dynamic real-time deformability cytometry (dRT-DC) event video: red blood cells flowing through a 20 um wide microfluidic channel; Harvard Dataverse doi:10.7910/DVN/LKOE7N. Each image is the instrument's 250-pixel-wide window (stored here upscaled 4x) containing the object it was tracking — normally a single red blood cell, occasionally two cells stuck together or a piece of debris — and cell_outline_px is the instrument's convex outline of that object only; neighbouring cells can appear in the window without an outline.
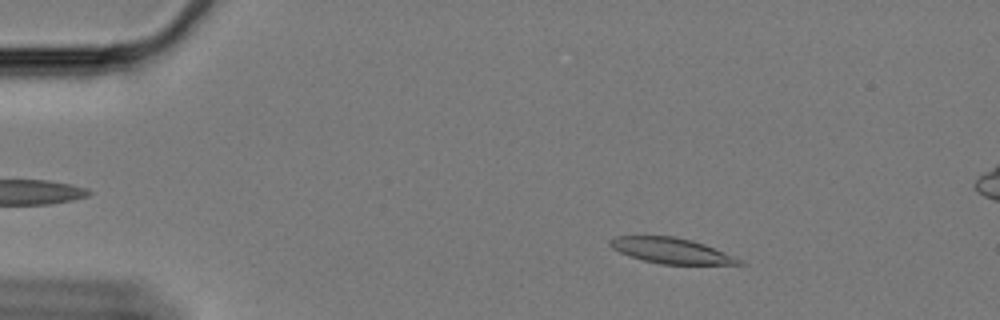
{"species": "Egyptian fruit bat (a non-hibernating species)", "species_latin": "Rousettus aegyptiacus", "temperature_condition": "cold", "stored_images_in_passage": 60, "camera_frame_rate_fps": 3000, "um_per_image_px": 0.085, "animal": {"sex": "female"}, "frame": {"image": 1, "passage_image": 10, "time_ms": 3.0, "image_size_px": [1000, 320], "cell_outline_px": [[748, 264], [660, 264], [644, 260], [620, 252], [612, 248], [608, 244], [608, 240], [616, 236], [672, 236], [692, 240], [704, 244], [744, 260]], "centroid_in_image_um": [57.07, 21.3], "position_along_channel_um": 27.9, "area_um2": 19.07}}
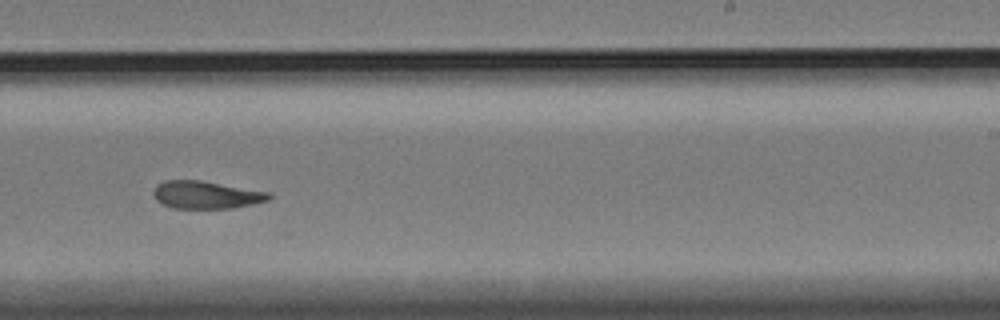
{"frame": {"image": 2, "passage_image": 38, "time_ms": 12.333, "image_size_px": [1000, 320], "cell_outline_px": [[272, 196], [268, 200], [252, 204], [232, 208], [172, 208], [160, 204], [156, 200], [152, 192], [156, 184], [164, 180], [200, 180], [272, 192]], "centroid_in_image_um": [17.5, 16.55], "position_along_channel_um": 271.5, "area_um2": 18.84}}
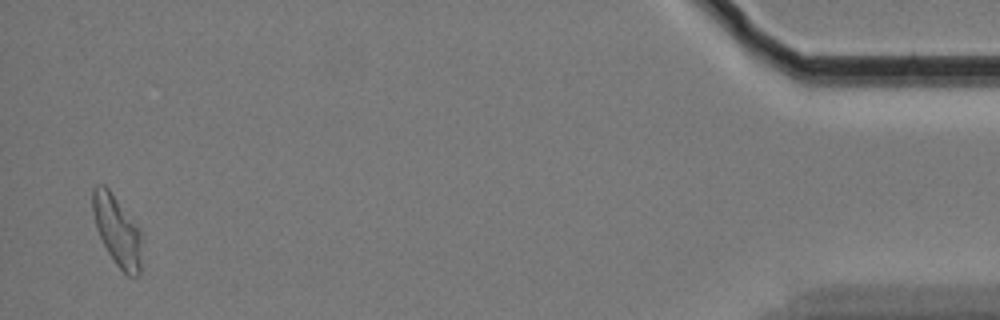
{"frame": {"image": 3, "passage_image": 59, "time_ms": 19.333, "image_size_px": [1000, 320], "cell_outline_px": [[140, 272], [136, 276], [128, 276], [116, 264], [108, 252], [96, 228], [92, 212], [92, 188], [96, 184], [104, 184], [108, 188], [140, 228]], "centroid_in_image_um": [9.93, 19.56], "position_along_channel_um": 425.3, "area_um2": 19.88}, "authors_computed_cell_mechanics": {"area_um2": 19.4208, "velocity_mm_per_s": 3.3185, "shape_relaxation_time_tau1_ms": 8.1063, "shape_relaxation_time_tau2_ms": 4.7456, "deformation_change_tau1": 0.1959, "deformation_change_tau2": 0.1231}}